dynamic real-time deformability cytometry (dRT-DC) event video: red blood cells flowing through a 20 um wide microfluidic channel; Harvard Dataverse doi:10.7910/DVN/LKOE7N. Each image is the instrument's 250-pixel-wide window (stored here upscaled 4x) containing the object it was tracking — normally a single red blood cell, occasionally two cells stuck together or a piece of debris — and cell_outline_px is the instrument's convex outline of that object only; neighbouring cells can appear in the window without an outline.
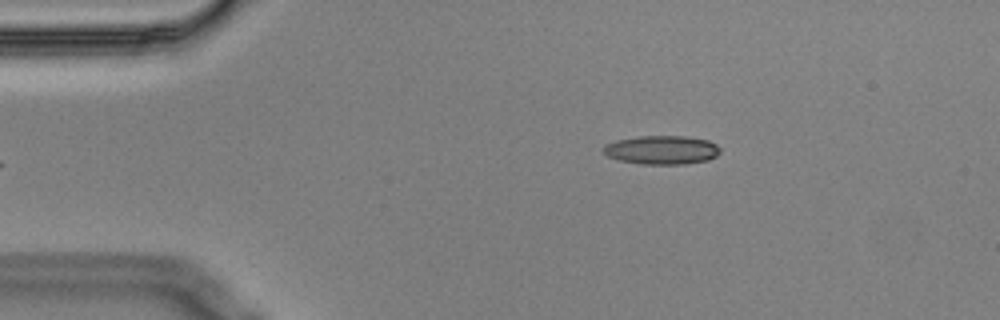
{"species": "Egyptian fruit bat (a non-hibernating species)", "species_latin": "Rousettus aegyptiacus", "temperature_condition": "cold", "stored_images_in_passage": 39, "camera_frame_rate_fps": 3000, "um_per_image_px": 0.085, "animal": {"sex": "male"}, "frame": {"image": 1, "passage_image": 1, "time_ms": 0.0, "image_size_px": [1000, 320], "cell_outline_px": [[720, 152], [716, 156], [708, 160], [684, 164], [640, 164], [620, 160], [608, 156], [604, 152], [604, 144], [616, 140], [640, 136], [688, 136], [708, 140], [716, 144], [720, 148]], "centroid_in_image_um": [56.27, 12.74], "position_along_channel_um": 28.7, "area_um2": 19.59}}
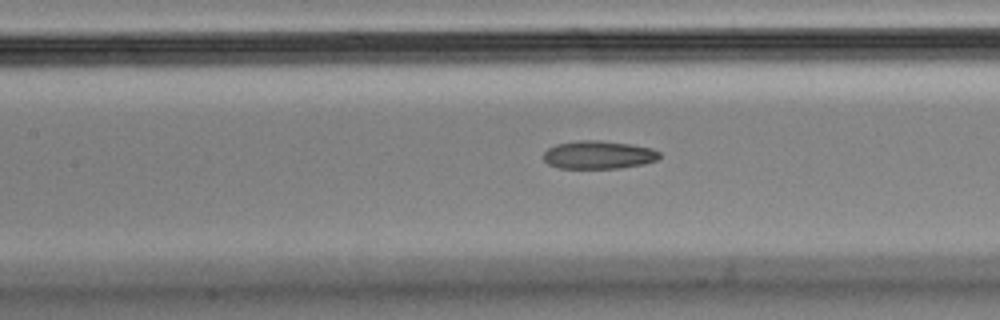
{"frame": {"image": 2, "passage_image": 16, "time_ms": 5.0, "image_size_px": [1000, 320], "cell_outline_px": [[660, 156], [656, 160], [644, 164], [620, 168], [560, 168], [548, 164], [544, 160], [544, 152], [548, 148], [556, 144], [580, 140], [600, 140], [632, 144], [652, 148], [660, 152]], "centroid_in_image_um": [50.88, 13.15], "position_along_channel_um": 156.5, "area_um2": 19.07}}
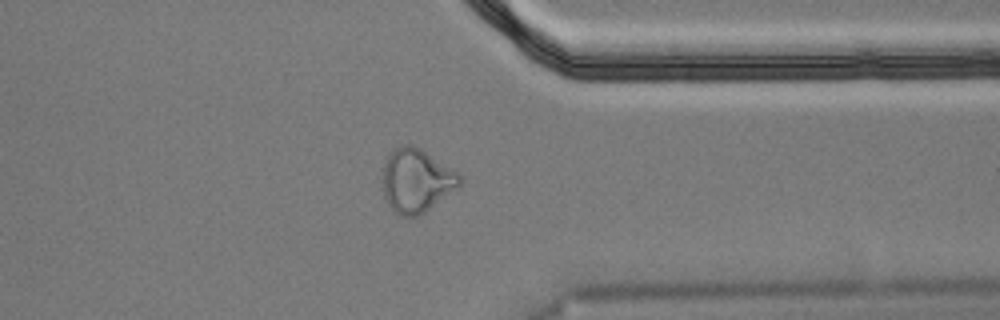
{"frame": {"image": 3, "passage_image": 35, "time_ms": 11.333, "image_size_px": [1000, 320], "cell_outline_px": [[460, 184], [456, 188], [424, 212], [416, 216], [400, 216], [392, 212], [384, 196], [384, 164], [392, 148], [404, 144], [412, 144], [420, 148], [456, 172], [460, 176]], "centroid_in_image_um": [35.35, 15.34], "position_along_channel_um": 376.1, "area_um2": 28.03}, "authors_computed_cell_mechanics": {"area_um2": 19.652, "velocity_mm_per_s": 3.5483, "shape_relaxation_time_tau1_ms": null, "shape_relaxation_time_tau2_ms": 4.1132, "deformation_change_tau1": null, "deformation_change_tau2": 0.1221}}